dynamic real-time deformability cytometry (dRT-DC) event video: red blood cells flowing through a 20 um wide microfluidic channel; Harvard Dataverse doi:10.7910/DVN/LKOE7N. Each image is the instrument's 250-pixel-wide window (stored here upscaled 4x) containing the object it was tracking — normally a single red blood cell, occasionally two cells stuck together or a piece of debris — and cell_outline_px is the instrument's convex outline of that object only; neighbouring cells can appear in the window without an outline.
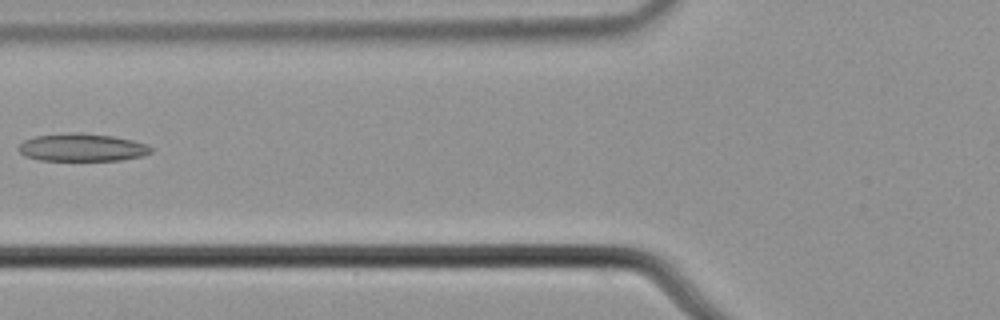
{"species": "common noctule bat (a hibernating species)", "species_latin": "Nyctalus noctula", "temperature_condition": "cold", "stored_images_in_passage": 7, "camera_frame_rate_fps": 3000, "um_per_image_px": 0.085, "animal": {"sex": "male", "body_mass_g": 21.5, "forearm_length_mm": 52.0}, "frame": {"image": 1, "passage_image": 7, "time_ms": 2.0, "image_size_px": [1000, 320], "cell_outline_px": [[152, 152], [140, 156], [120, 160], [40, 160], [24, 156], [16, 148], [24, 140], [36, 136], [72, 132], [76, 132], [112, 136], [132, 140], [148, 144], [152, 148]], "centroid_in_image_um": [6.95, 12.53], "position_along_channel_um": 118.8, "area_um2": 21.33}}